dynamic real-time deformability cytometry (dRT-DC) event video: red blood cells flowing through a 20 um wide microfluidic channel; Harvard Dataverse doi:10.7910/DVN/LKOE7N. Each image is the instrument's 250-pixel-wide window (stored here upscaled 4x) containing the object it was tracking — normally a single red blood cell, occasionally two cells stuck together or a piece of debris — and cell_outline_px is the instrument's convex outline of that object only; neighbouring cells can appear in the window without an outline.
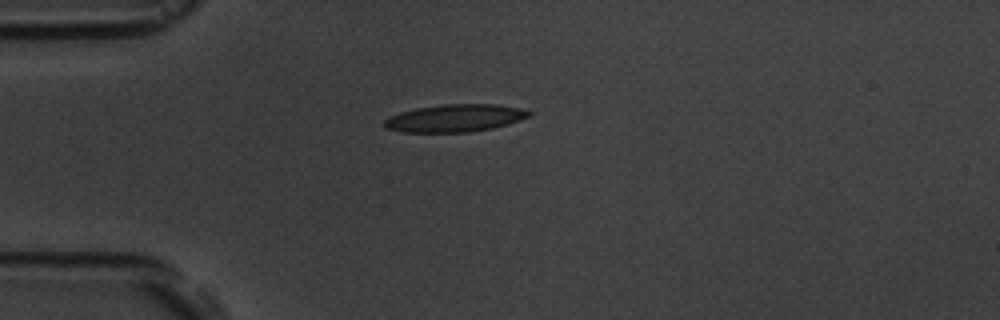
{"species": "common noctule bat (a hibernating species)", "species_latin": "Nyctalus noctula", "temperature_condition": "room temperature", "stored_images_in_passage": 1, "camera_frame_rate_fps": 3000, "um_per_image_px": 0.085, "animal": {"sex": "male", "body_mass_g": 19.5, "forearm_length_mm": 54.6}, "frame": {"image": 1, "passage_image": 1, "time_ms": 0.0, "image_size_px": [1000, 320], "cell_outline_px": [[532, 116], [508, 124], [492, 128], [468, 132], [404, 132], [384, 128], [384, 120], [400, 112], [416, 108], [444, 104], [496, 104], [520, 108], [532, 112]], "centroid_in_image_um": [38.69, 10.04], "position_along_channel_um": 46.3, "area_um2": 23.18}}